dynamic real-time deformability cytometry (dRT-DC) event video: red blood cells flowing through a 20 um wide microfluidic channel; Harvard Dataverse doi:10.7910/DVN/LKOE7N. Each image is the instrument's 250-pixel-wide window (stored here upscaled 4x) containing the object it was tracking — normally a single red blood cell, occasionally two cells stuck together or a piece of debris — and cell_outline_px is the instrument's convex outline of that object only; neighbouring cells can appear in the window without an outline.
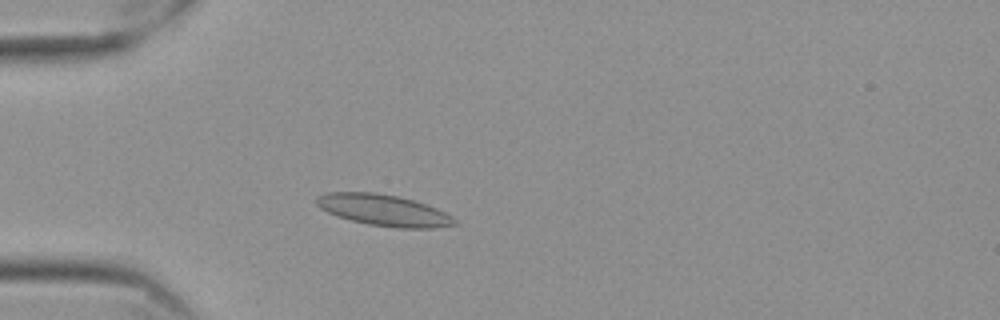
{"species": "Egyptian fruit bat (a non-hibernating species)", "species_latin": "Rousettus aegyptiacus", "temperature_condition": "cold", "stored_images_in_passage": 47, "camera_frame_rate_fps": 3000, "um_per_image_px": 0.085, "frame": {"image": 1, "passage_image": 6, "time_ms": 1.667, "image_size_px": [1000, 320], "cell_outline_px": [[456, 224], [432, 228], [396, 228], [368, 224], [352, 220], [328, 212], [320, 208], [316, 204], [316, 196], [328, 192], [376, 192], [400, 196], [436, 208], [452, 216], [456, 220]], "centroid_in_image_um": [32.6, 17.86], "position_along_channel_um": 52.4, "area_um2": 25.03}}
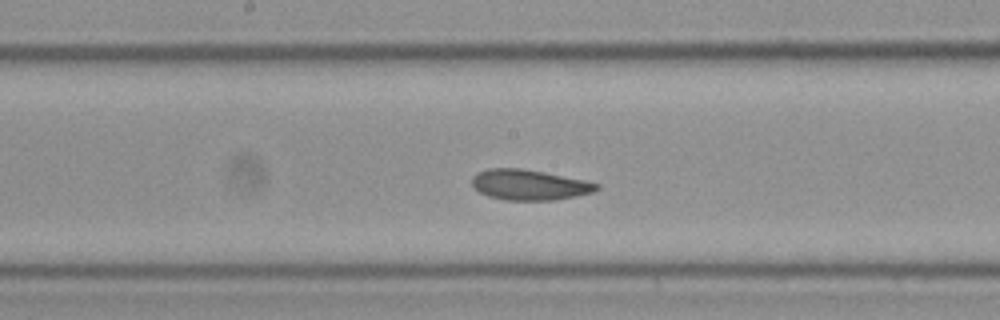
{"frame": {"image": 2, "passage_image": 20, "time_ms": 6.333, "image_size_px": [1000, 320], "cell_outline_px": [[600, 188], [596, 192], [556, 200], [504, 200], [488, 196], [480, 192], [472, 184], [472, 176], [476, 172], [488, 168], [520, 168], [544, 172], [584, 180], [600, 184]], "centroid_in_image_um": [45.01, 15.71], "position_along_channel_um": 203.2, "area_um2": 22.25}}
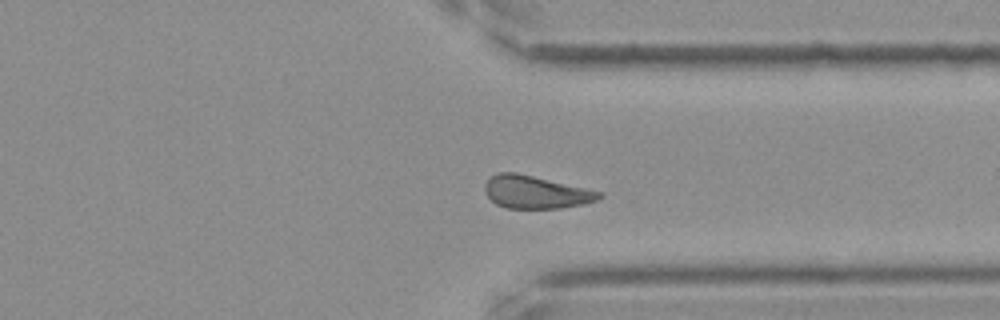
{"frame": {"image": 3, "passage_image": 34, "time_ms": 11.0, "image_size_px": [1000, 320], "cell_outline_px": [[604, 196], [596, 200], [584, 204], [560, 208], [508, 208], [496, 204], [488, 196], [484, 188], [484, 184], [492, 176], [500, 172], [516, 172], [604, 192]], "centroid_in_image_um": [45.57, 16.33], "position_along_channel_um": 365.8, "area_um2": 21.73}, "authors_computed_cell_mechanics": {"area_um2": 22.3686, "velocity_mm_per_s": 3.4831, "shape_relaxation_time_tau1_ms": 6.5437, "shape_relaxation_time_tau2_ms": 3.2641, "deformation_change_tau1": 0.1168, "deformation_change_tau2": 0.0644}}